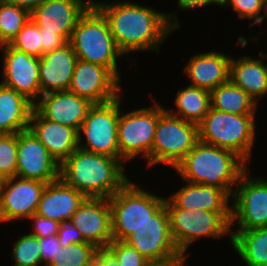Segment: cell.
I'll use <instances>...</instances> for the list:
<instances>
[{"label": "cell", "instance_id": "6da1fadb", "mask_svg": "<svg viewBox=\"0 0 267 266\" xmlns=\"http://www.w3.org/2000/svg\"><path fill=\"white\" fill-rule=\"evenodd\" d=\"M93 4L107 19L116 46L123 55L143 50L158 52L161 43L180 27L173 13L165 14L137 3L124 0L93 1Z\"/></svg>", "mask_w": 267, "mask_h": 266}, {"label": "cell", "instance_id": "7a4b0ae2", "mask_svg": "<svg viewBox=\"0 0 267 266\" xmlns=\"http://www.w3.org/2000/svg\"><path fill=\"white\" fill-rule=\"evenodd\" d=\"M118 158L77 148L60 164L59 178L85 197L110 198L128 181Z\"/></svg>", "mask_w": 267, "mask_h": 266}, {"label": "cell", "instance_id": "3957f363", "mask_svg": "<svg viewBox=\"0 0 267 266\" xmlns=\"http://www.w3.org/2000/svg\"><path fill=\"white\" fill-rule=\"evenodd\" d=\"M246 164L235 152L198 140L175 170L185 182L219 187L232 197Z\"/></svg>", "mask_w": 267, "mask_h": 266}, {"label": "cell", "instance_id": "277c9868", "mask_svg": "<svg viewBox=\"0 0 267 266\" xmlns=\"http://www.w3.org/2000/svg\"><path fill=\"white\" fill-rule=\"evenodd\" d=\"M77 59L107 67L120 81L117 60L123 55L107 19L92 3L80 16L69 40Z\"/></svg>", "mask_w": 267, "mask_h": 266}, {"label": "cell", "instance_id": "5b68a950", "mask_svg": "<svg viewBox=\"0 0 267 266\" xmlns=\"http://www.w3.org/2000/svg\"><path fill=\"white\" fill-rule=\"evenodd\" d=\"M255 115H237L210 108L198 124V140L231 150L247 163L256 138Z\"/></svg>", "mask_w": 267, "mask_h": 266}, {"label": "cell", "instance_id": "8992f818", "mask_svg": "<svg viewBox=\"0 0 267 266\" xmlns=\"http://www.w3.org/2000/svg\"><path fill=\"white\" fill-rule=\"evenodd\" d=\"M112 239L125 241L146 223L165 203V198L151 194L128 181L109 198Z\"/></svg>", "mask_w": 267, "mask_h": 266}, {"label": "cell", "instance_id": "52a82bcc", "mask_svg": "<svg viewBox=\"0 0 267 266\" xmlns=\"http://www.w3.org/2000/svg\"><path fill=\"white\" fill-rule=\"evenodd\" d=\"M169 216L170 234L180 252L186 258L187 248L201 237L221 238L231 233V212H209L199 209H181L165 198Z\"/></svg>", "mask_w": 267, "mask_h": 266}, {"label": "cell", "instance_id": "ba28073f", "mask_svg": "<svg viewBox=\"0 0 267 266\" xmlns=\"http://www.w3.org/2000/svg\"><path fill=\"white\" fill-rule=\"evenodd\" d=\"M198 141V125L171 115L164 109L158 116L152 144V165L175 167Z\"/></svg>", "mask_w": 267, "mask_h": 266}, {"label": "cell", "instance_id": "9c48e42d", "mask_svg": "<svg viewBox=\"0 0 267 266\" xmlns=\"http://www.w3.org/2000/svg\"><path fill=\"white\" fill-rule=\"evenodd\" d=\"M131 112L119 114L118 147L120 161H130L138 154L147 159L152 166V144L159 114L165 109L160 103ZM142 153V154H141Z\"/></svg>", "mask_w": 267, "mask_h": 266}, {"label": "cell", "instance_id": "30bf717a", "mask_svg": "<svg viewBox=\"0 0 267 266\" xmlns=\"http://www.w3.org/2000/svg\"><path fill=\"white\" fill-rule=\"evenodd\" d=\"M120 97L106 103L93 104L78 131V148L120 160L117 136ZM82 134L86 139L85 144L82 143Z\"/></svg>", "mask_w": 267, "mask_h": 266}, {"label": "cell", "instance_id": "8fae6325", "mask_svg": "<svg viewBox=\"0 0 267 266\" xmlns=\"http://www.w3.org/2000/svg\"><path fill=\"white\" fill-rule=\"evenodd\" d=\"M249 167L236 184L232 198L231 222L237 230H250L267 227V180L249 178Z\"/></svg>", "mask_w": 267, "mask_h": 266}, {"label": "cell", "instance_id": "7c38bea8", "mask_svg": "<svg viewBox=\"0 0 267 266\" xmlns=\"http://www.w3.org/2000/svg\"><path fill=\"white\" fill-rule=\"evenodd\" d=\"M150 263L186 260L176 248L165 204L126 240Z\"/></svg>", "mask_w": 267, "mask_h": 266}, {"label": "cell", "instance_id": "4fadbf2b", "mask_svg": "<svg viewBox=\"0 0 267 266\" xmlns=\"http://www.w3.org/2000/svg\"><path fill=\"white\" fill-rule=\"evenodd\" d=\"M60 164L28 128L17 133L16 176L50 183L59 179Z\"/></svg>", "mask_w": 267, "mask_h": 266}, {"label": "cell", "instance_id": "5bb4252c", "mask_svg": "<svg viewBox=\"0 0 267 266\" xmlns=\"http://www.w3.org/2000/svg\"><path fill=\"white\" fill-rule=\"evenodd\" d=\"M3 53V81L5 87L24 95L33 104L41 96L39 58L11 47L0 46Z\"/></svg>", "mask_w": 267, "mask_h": 266}, {"label": "cell", "instance_id": "9a60e30c", "mask_svg": "<svg viewBox=\"0 0 267 266\" xmlns=\"http://www.w3.org/2000/svg\"><path fill=\"white\" fill-rule=\"evenodd\" d=\"M120 83L107 67L77 59L68 90L93 104H102L121 95Z\"/></svg>", "mask_w": 267, "mask_h": 266}, {"label": "cell", "instance_id": "2e32d148", "mask_svg": "<svg viewBox=\"0 0 267 266\" xmlns=\"http://www.w3.org/2000/svg\"><path fill=\"white\" fill-rule=\"evenodd\" d=\"M46 184L17 176L4 179L0 191L3 222L31 217L36 212Z\"/></svg>", "mask_w": 267, "mask_h": 266}, {"label": "cell", "instance_id": "e0dca14e", "mask_svg": "<svg viewBox=\"0 0 267 266\" xmlns=\"http://www.w3.org/2000/svg\"><path fill=\"white\" fill-rule=\"evenodd\" d=\"M34 103V110L45 119L78 131L93 103L69 90L44 93Z\"/></svg>", "mask_w": 267, "mask_h": 266}, {"label": "cell", "instance_id": "ac0fdd59", "mask_svg": "<svg viewBox=\"0 0 267 266\" xmlns=\"http://www.w3.org/2000/svg\"><path fill=\"white\" fill-rule=\"evenodd\" d=\"M70 220L83 239L97 248H106L113 240L108 198L86 197Z\"/></svg>", "mask_w": 267, "mask_h": 266}, {"label": "cell", "instance_id": "d6986e66", "mask_svg": "<svg viewBox=\"0 0 267 266\" xmlns=\"http://www.w3.org/2000/svg\"><path fill=\"white\" fill-rule=\"evenodd\" d=\"M92 0H45L30 13V18L44 31L56 32L69 42L80 16Z\"/></svg>", "mask_w": 267, "mask_h": 266}, {"label": "cell", "instance_id": "ffe728a7", "mask_svg": "<svg viewBox=\"0 0 267 266\" xmlns=\"http://www.w3.org/2000/svg\"><path fill=\"white\" fill-rule=\"evenodd\" d=\"M29 129L59 164L78 148L77 129L42 118L34 109L30 116Z\"/></svg>", "mask_w": 267, "mask_h": 266}, {"label": "cell", "instance_id": "44dd1931", "mask_svg": "<svg viewBox=\"0 0 267 266\" xmlns=\"http://www.w3.org/2000/svg\"><path fill=\"white\" fill-rule=\"evenodd\" d=\"M77 63L71 44L48 52L39 58L41 95L52 91L68 90Z\"/></svg>", "mask_w": 267, "mask_h": 266}, {"label": "cell", "instance_id": "7402d4cb", "mask_svg": "<svg viewBox=\"0 0 267 266\" xmlns=\"http://www.w3.org/2000/svg\"><path fill=\"white\" fill-rule=\"evenodd\" d=\"M85 198L81 192L59 178L46 184L35 213L63 223L71 219Z\"/></svg>", "mask_w": 267, "mask_h": 266}, {"label": "cell", "instance_id": "603a6c76", "mask_svg": "<svg viewBox=\"0 0 267 266\" xmlns=\"http://www.w3.org/2000/svg\"><path fill=\"white\" fill-rule=\"evenodd\" d=\"M228 55L218 51L195 54L184 67L192 86L211 91L229 80Z\"/></svg>", "mask_w": 267, "mask_h": 266}, {"label": "cell", "instance_id": "cb8c5ba5", "mask_svg": "<svg viewBox=\"0 0 267 266\" xmlns=\"http://www.w3.org/2000/svg\"><path fill=\"white\" fill-rule=\"evenodd\" d=\"M188 183L167 197L181 209H199L209 212H231L230 195L219 187Z\"/></svg>", "mask_w": 267, "mask_h": 266}, {"label": "cell", "instance_id": "d4e9b609", "mask_svg": "<svg viewBox=\"0 0 267 266\" xmlns=\"http://www.w3.org/2000/svg\"><path fill=\"white\" fill-rule=\"evenodd\" d=\"M262 59L243 56L230 59L229 80L243 89L256 102L258 98L267 95V65Z\"/></svg>", "mask_w": 267, "mask_h": 266}, {"label": "cell", "instance_id": "484cf974", "mask_svg": "<svg viewBox=\"0 0 267 266\" xmlns=\"http://www.w3.org/2000/svg\"><path fill=\"white\" fill-rule=\"evenodd\" d=\"M34 104L24 95L0 84V134H14L29 128Z\"/></svg>", "mask_w": 267, "mask_h": 266}, {"label": "cell", "instance_id": "4316f807", "mask_svg": "<svg viewBox=\"0 0 267 266\" xmlns=\"http://www.w3.org/2000/svg\"><path fill=\"white\" fill-rule=\"evenodd\" d=\"M246 266H267V227L234 230L228 235Z\"/></svg>", "mask_w": 267, "mask_h": 266}, {"label": "cell", "instance_id": "83f0119b", "mask_svg": "<svg viewBox=\"0 0 267 266\" xmlns=\"http://www.w3.org/2000/svg\"><path fill=\"white\" fill-rule=\"evenodd\" d=\"M211 108L237 115L255 114L257 102L230 80L210 91Z\"/></svg>", "mask_w": 267, "mask_h": 266}, {"label": "cell", "instance_id": "f1b7e54d", "mask_svg": "<svg viewBox=\"0 0 267 266\" xmlns=\"http://www.w3.org/2000/svg\"><path fill=\"white\" fill-rule=\"evenodd\" d=\"M175 105L174 114L167 110L171 115L198 125L211 108L210 91L189 85L177 91Z\"/></svg>", "mask_w": 267, "mask_h": 266}, {"label": "cell", "instance_id": "f546056e", "mask_svg": "<svg viewBox=\"0 0 267 266\" xmlns=\"http://www.w3.org/2000/svg\"><path fill=\"white\" fill-rule=\"evenodd\" d=\"M30 19V12L0 0V46L10 44Z\"/></svg>", "mask_w": 267, "mask_h": 266}, {"label": "cell", "instance_id": "4dcf8cb0", "mask_svg": "<svg viewBox=\"0 0 267 266\" xmlns=\"http://www.w3.org/2000/svg\"><path fill=\"white\" fill-rule=\"evenodd\" d=\"M97 247L89 242L72 243L67 247H60L47 266H82L92 261Z\"/></svg>", "mask_w": 267, "mask_h": 266}, {"label": "cell", "instance_id": "1f68e13d", "mask_svg": "<svg viewBox=\"0 0 267 266\" xmlns=\"http://www.w3.org/2000/svg\"><path fill=\"white\" fill-rule=\"evenodd\" d=\"M12 254L15 264L40 266L41 254L39 238L31 234L20 235L14 244Z\"/></svg>", "mask_w": 267, "mask_h": 266}, {"label": "cell", "instance_id": "d6a6232c", "mask_svg": "<svg viewBox=\"0 0 267 266\" xmlns=\"http://www.w3.org/2000/svg\"><path fill=\"white\" fill-rule=\"evenodd\" d=\"M9 45L16 50L42 57L40 28L30 18Z\"/></svg>", "mask_w": 267, "mask_h": 266}, {"label": "cell", "instance_id": "836d02e7", "mask_svg": "<svg viewBox=\"0 0 267 266\" xmlns=\"http://www.w3.org/2000/svg\"><path fill=\"white\" fill-rule=\"evenodd\" d=\"M17 133L0 134V175L6 179L16 176Z\"/></svg>", "mask_w": 267, "mask_h": 266}, {"label": "cell", "instance_id": "e575fe53", "mask_svg": "<svg viewBox=\"0 0 267 266\" xmlns=\"http://www.w3.org/2000/svg\"><path fill=\"white\" fill-rule=\"evenodd\" d=\"M106 248L116 257L119 266H147L150 263L125 241L112 240Z\"/></svg>", "mask_w": 267, "mask_h": 266}, {"label": "cell", "instance_id": "d590c367", "mask_svg": "<svg viewBox=\"0 0 267 266\" xmlns=\"http://www.w3.org/2000/svg\"><path fill=\"white\" fill-rule=\"evenodd\" d=\"M232 5L234 12L238 13L239 18H249L253 22L249 24L250 27L257 25L261 20V12L263 10V0H220L218 6Z\"/></svg>", "mask_w": 267, "mask_h": 266}, {"label": "cell", "instance_id": "8d00e7d4", "mask_svg": "<svg viewBox=\"0 0 267 266\" xmlns=\"http://www.w3.org/2000/svg\"><path fill=\"white\" fill-rule=\"evenodd\" d=\"M28 219H31L32 221L34 220V227L32 226L34 230L29 234L37 236L38 238L50 237L58 234V228L60 225L58 221L42 217L36 213Z\"/></svg>", "mask_w": 267, "mask_h": 266}, {"label": "cell", "instance_id": "74e56055", "mask_svg": "<svg viewBox=\"0 0 267 266\" xmlns=\"http://www.w3.org/2000/svg\"><path fill=\"white\" fill-rule=\"evenodd\" d=\"M57 237L61 247L70 246L72 243L86 242L71 220L60 223Z\"/></svg>", "mask_w": 267, "mask_h": 266}, {"label": "cell", "instance_id": "f35d334b", "mask_svg": "<svg viewBox=\"0 0 267 266\" xmlns=\"http://www.w3.org/2000/svg\"><path fill=\"white\" fill-rule=\"evenodd\" d=\"M40 254H41V264L45 263L47 266L54 256L58 253L61 245L57 235L50 237L39 238Z\"/></svg>", "mask_w": 267, "mask_h": 266}, {"label": "cell", "instance_id": "ab89813d", "mask_svg": "<svg viewBox=\"0 0 267 266\" xmlns=\"http://www.w3.org/2000/svg\"><path fill=\"white\" fill-rule=\"evenodd\" d=\"M40 35L42 55L59 49L68 43L61 35L56 32L44 31V28H40Z\"/></svg>", "mask_w": 267, "mask_h": 266}, {"label": "cell", "instance_id": "60d3db41", "mask_svg": "<svg viewBox=\"0 0 267 266\" xmlns=\"http://www.w3.org/2000/svg\"><path fill=\"white\" fill-rule=\"evenodd\" d=\"M96 266H119L116 257L107 248H98Z\"/></svg>", "mask_w": 267, "mask_h": 266}, {"label": "cell", "instance_id": "b9f144b4", "mask_svg": "<svg viewBox=\"0 0 267 266\" xmlns=\"http://www.w3.org/2000/svg\"><path fill=\"white\" fill-rule=\"evenodd\" d=\"M212 4L218 5L217 0H178L177 5L180 9L189 10L196 7L210 6Z\"/></svg>", "mask_w": 267, "mask_h": 266}, {"label": "cell", "instance_id": "7bdbcfd3", "mask_svg": "<svg viewBox=\"0 0 267 266\" xmlns=\"http://www.w3.org/2000/svg\"><path fill=\"white\" fill-rule=\"evenodd\" d=\"M5 1L11 4H14V5H17L20 8H23L31 13L35 8H37L45 0H5Z\"/></svg>", "mask_w": 267, "mask_h": 266}, {"label": "cell", "instance_id": "ee69618b", "mask_svg": "<svg viewBox=\"0 0 267 266\" xmlns=\"http://www.w3.org/2000/svg\"><path fill=\"white\" fill-rule=\"evenodd\" d=\"M186 260H170L167 262L149 263L147 266H184Z\"/></svg>", "mask_w": 267, "mask_h": 266}, {"label": "cell", "instance_id": "f6af8a7d", "mask_svg": "<svg viewBox=\"0 0 267 266\" xmlns=\"http://www.w3.org/2000/svg\"><path fill=\"white\" fill-rule=\"evenodd\" d=\"M263 9H264V10H262V11H264V14H265L266 16L261 15V20L257 23V24H259V25H261V24L263 23L264 17H267V0H263Z\"/></svg>", "mask_w": 267, "mask_h": 266}, {"label": "cell", "instance_id": "bcb514c9", "mask_svg": "<svg viewBox=\"0 0 267 266\" xmlns=\"http://www.w3.org/2000/svg\"><path fill=\"white\" fill-rule=\"evenodd\" d=\"M82 266H96V254H95V257L92 261H90L87 264L82 265Z\"/></svg>", "mask_w": 267, "mask_h": 266}, {"label": "cell", "instance_id": "7dc6e473", "mask_svg": "<svg viewBox=\"0 0 267 266\" xmlns=\"http://www.w3.org/2000/svg\"><path fill=\"white\" fill-rule=\"evenodd\" d=\"M3 222L2 212H1V195H0V223Z\"/></svg>", "mask_w": 267, "mask_h": 266}, {"label": "cell", "instance_id": "c3c4849f", "mask_svg": "<svg viewBox=\"0 0 267 266\" xmlns=\"http://www.w3.org/2000/svg\"><path fill=\"white\" fill-rule=\"evenodd\" d=\"M4 178L0 175V191L3 186Z\"/></svg>", "mask_w": 267, "mask_h": 266}, {"label": "cell", "instance_id": "681fc988", "mask_svg": "<svg viewBox=\"0 0 267 266\" xmlns=\"http://www.w3.org/2000/svg\"><path fill=\"white\" fill-rule=\"evenodd\" d=\"M261 54H263L264 58H267V55L263 52H260Z\"/></svg>", "mask_w": 267, "mask_h": 266}]
</instances>
